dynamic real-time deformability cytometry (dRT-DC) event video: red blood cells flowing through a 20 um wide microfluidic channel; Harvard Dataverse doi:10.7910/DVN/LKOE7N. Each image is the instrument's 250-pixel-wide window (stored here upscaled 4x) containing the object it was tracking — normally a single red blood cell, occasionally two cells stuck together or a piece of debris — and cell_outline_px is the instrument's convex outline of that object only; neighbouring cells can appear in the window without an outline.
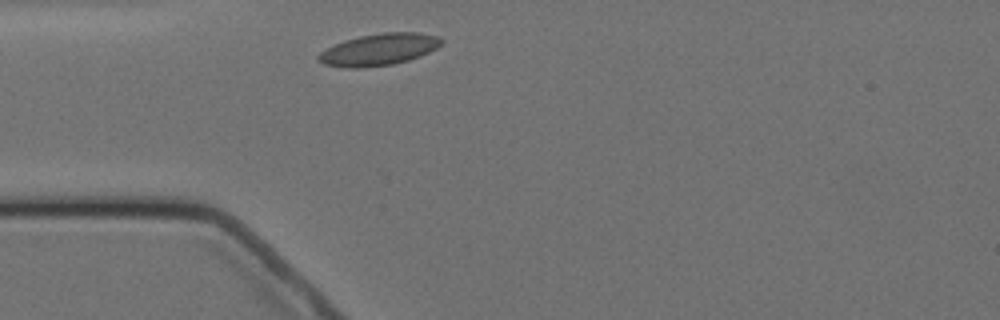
{"species": "Egyptian fruit bat (a non-hibernating species)", "species_latin": "Rousettus aegyptiacus", "temperature_condition": "cold", "stored_images_in_passage": 1, "camera_frame_rate_fps": 3000, "um_per_image_px": 0.085, "animal": {"sex": "female"}, "frame": {"image": 1, "passage_image": 1, "time_ms": 0.0, "image_size_px": [1000, 320], "cell_outline_px": [[444, 44], [420, 56], [408, 60], [392, 64], [360, 68], [348, 68], [324, 64], [316, 60], [316, 56], [320, 52], [344, 40], [360, 36], [384, 32], [420, 32], [440, 36], [444, 40]], "centroid_in_image_um": [32.24, 4.2], "position_along_channel_um": 52.8, "area_um2": 22.89}}